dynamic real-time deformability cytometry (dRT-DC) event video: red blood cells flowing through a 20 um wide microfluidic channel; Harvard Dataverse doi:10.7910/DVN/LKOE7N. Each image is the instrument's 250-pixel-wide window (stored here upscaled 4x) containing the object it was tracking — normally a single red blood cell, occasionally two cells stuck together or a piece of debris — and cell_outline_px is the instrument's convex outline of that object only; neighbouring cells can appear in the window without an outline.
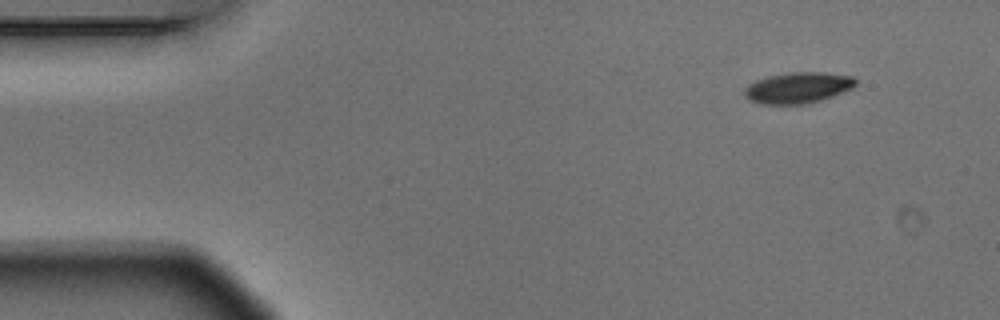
{"species": "Egyptian fruit bat (a non-hibernating species)", "species_latin": "Rousettus aegyptiacus", "temperature_condition": "warm", "stored_images_in_passage": 5, "segment_of_instrument_passage": [2, 2], "camera_frame_rate_fps": 3000, "um_per_image_px": 0.085, "animal": {"sex": "male"}, "frame": {"image": 1, "passage_image": 5, "time_ms": 1.333, "image_size_px": [1000, 320], "cell_outline_px": [[856, 84], [852, 88], [832, 96], [820, 100], [804, 104], [764, 104], [748, 100], [744, 96], [744, 88], [748, 84], [756, 80], [768, 76], [792, 72], [824, 72], [852, 76], [856, 80]], "centroid_in_image_um": [67.79, 7.45], "position_along_channel_um": 17.2, "area_um2": 20.06}}